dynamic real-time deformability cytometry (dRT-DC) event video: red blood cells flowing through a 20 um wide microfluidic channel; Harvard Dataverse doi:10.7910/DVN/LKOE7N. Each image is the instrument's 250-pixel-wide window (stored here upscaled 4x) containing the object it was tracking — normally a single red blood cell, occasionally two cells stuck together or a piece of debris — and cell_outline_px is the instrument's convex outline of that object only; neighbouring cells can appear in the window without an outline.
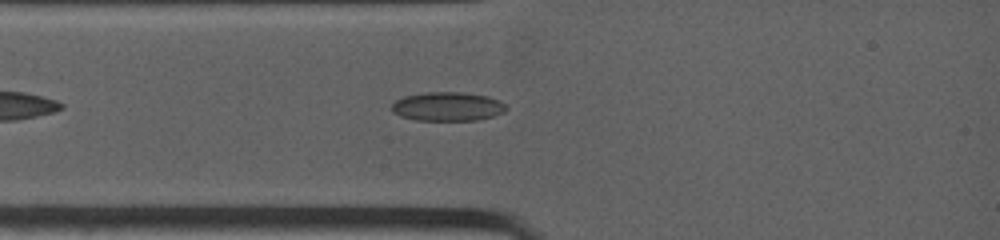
{"species": "common noctule bat (a hibernating species)", "species_latin": "Nyctalus noctula", "temperature_condition": "warm", "stored_images_in_passage": 40, "camera_frame_rate_fps": 4500, "um_per_image_px": 0.085, "animal": {"sex": "female", "body_mass_g": 19.0, "forearm_length_mm": 53.3}, "frame": {"image": 1, "passage_image": 5, "time_ms": 1.778, "image_size_px": [1000, 240], "cell_outline_px": [[508, 108], [504, 112], [492, 116], [476, 120], [416, 120], [400, 116], [392, 112], [392, 104], [396, 100], [404, 96], [424, 92], [464, 92], [488, 96], [500, 100]], "centroid_in_image_um": [38.04, 9.04], "position_along_channel_um": 47.0, "area_um2": 19.36}}
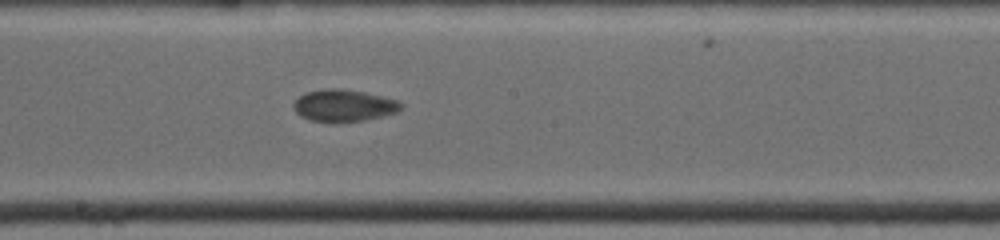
{"frame": {"image": 2, "passage_image": 21, "time_ms": 6.222, "image_size_px": [1000, 240], "cell_outline_px": [[404, 108], [396, 112], [384, 116], [364, 120], [308, 120], [300, 116], [296, 112], [292, 104], [300, 96], [308, 92], [324, 88], [340, 88], [364, 92], [396, 100], [404, 104]], "centroid_in_image_um": [29.24, 8.94], "position_along_channel_um": 219.0, "area_um2": 19.59}}
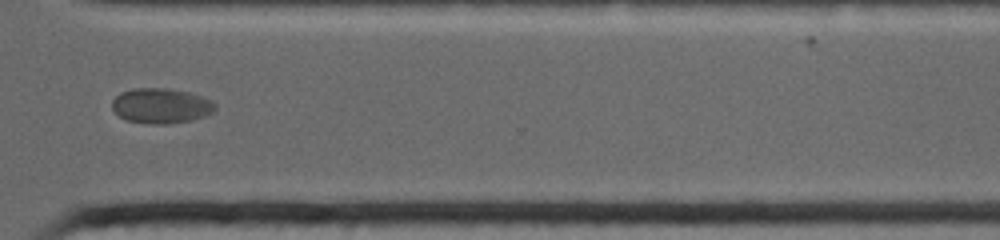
{"frame": {"image": 3, "passage_image": 34, "time_ms": 9.778, "image_size_px": [1000, 240], "cell_outline_px": [[216, 108], [212, 112], [204, 116], [192, 120], [168, 124], [152, 124], [124, 120], [112, 108], [112, 100], [120, 92], [132, 88], [168, 88], [188, 92], [212, 100], [216, 104]], "centroid_in_image_um": [13.68, 8.99], "position_along_channel_um": 356.9, "area_um2": 21.21}}